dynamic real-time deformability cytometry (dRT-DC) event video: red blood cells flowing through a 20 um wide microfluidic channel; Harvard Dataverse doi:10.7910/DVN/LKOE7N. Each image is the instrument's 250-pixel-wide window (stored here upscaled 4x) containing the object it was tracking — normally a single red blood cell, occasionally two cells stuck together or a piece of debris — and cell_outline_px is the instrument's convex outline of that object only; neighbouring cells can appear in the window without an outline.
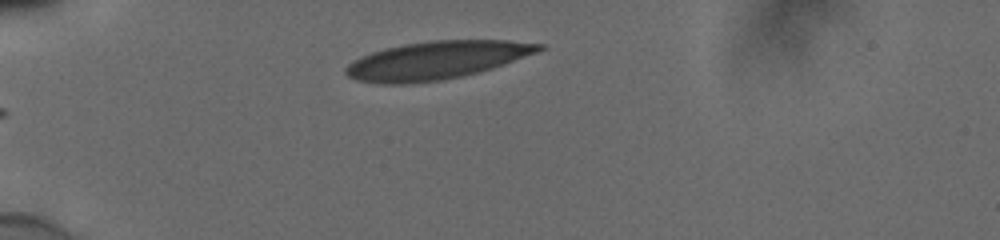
{"species": "human", "species_latin": "Homo sapiens", "temperature_condition": "cold", "stored_images_in_passage": 34, "camera_frame_rate_fps": 3000, "um_per_image_px": 0.085, "donor": {"sex": "male"}, "frame": {"image": 1, "passage_image": 1, "time_ms": 0.0, "image_size_px": [1000, 240], "cell_outline_px": [[544, 48], [536, 52], [492, 68], [480, 72], [440, 80], [404, 84], [380, 84], [356, 80], [348, 76], [344, 72], [344, 68], [348, 64], [360, 56], [372, 52], [404, 44], [436, 40], [504, 40], [544, 44]], "centroid_in_image_um": [37.05, 5.13], "position_along_channel_um": 47.9, "area_um2": 42.37}}
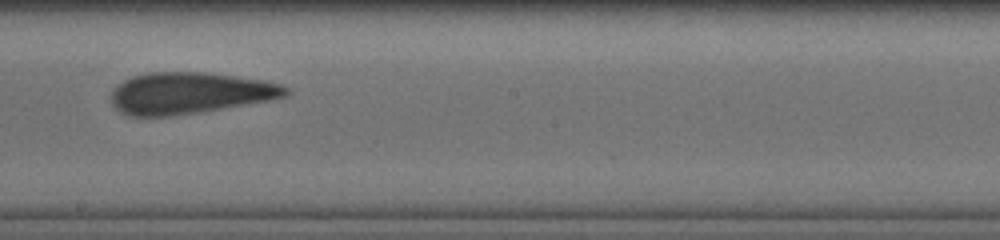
{"frame": {"image": 2, "passage_image": 18, "time_ms": 5.667, "image_size_px": [1000, 240], "cell_outline_px": [[288, 92], [284, 96], [268, 100], [172, 116], [128, 116], [120, 112], [112, 104], [112, 92], [124, 80], [132, 76], [148, 72], [204, 72], [264, 80], [280, 84], [288, 88]], "centroid_in_image_um": [16.07, 7.9], "position_along_channel_um": 232.1, "area_um2": 41.62}}
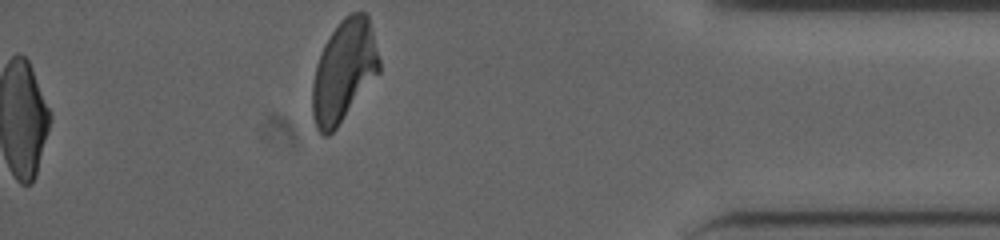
{"frame": {"image": 3, "passage_image": 34, "time_ms": 11.0, "image_size_px": [1000, 240], "cell_outline_px": [[380, 72], [336, 128], [328, 136], [324, 136], [316, 128], [312, 116], [312, 84], [316, 64], [320, 52], [324, 44], [340, 20], [344, 16], [352, 12], [368, 12], [380, 60]], "centroid_in_image_um": [29.23, 6.01], "position_along_channel_um": 406.0, "area_um2": 39.77}, "authors_computed_cell_mechanics": {"area_um2": 41.905, "velocity_mm_per_s": 3.8587, "shape_relaxation_time_tau1_ms": 5.6081, "shape_relaxation_time_tau2_ms": 2.0433, "deformation_change_tau1": 0.1552, "deformation_change_tau2": 0.1012}}